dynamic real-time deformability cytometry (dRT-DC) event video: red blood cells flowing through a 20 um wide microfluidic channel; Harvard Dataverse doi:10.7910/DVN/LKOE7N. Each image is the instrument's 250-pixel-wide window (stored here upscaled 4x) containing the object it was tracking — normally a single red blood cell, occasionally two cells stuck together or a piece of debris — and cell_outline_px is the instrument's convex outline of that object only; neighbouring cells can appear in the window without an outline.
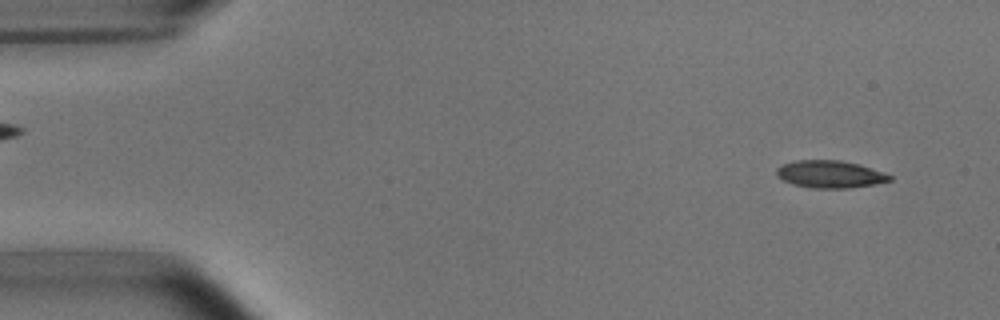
{"species": "common noctule bat (a hibernating species)", "species_latin": "Nyctalus noctula", "temperature_condition": "room temperature", "stored_images_in_passage": 4, "camera_frame_rate_fps": 3000, "um_per_image_px": 0.085, "animal": {"sex": "male", "body_mass_g": 15.6}, "frame": {"image": 1, "passage_image": 1, "time_ms": 0.0, "image_size_px": [1000, 320], "cell_outline_px": [[892, 180], [876, 184], [848, 188], [812, 188], [792, 184], [776, 176], [776, 168], [784, 164], [796, 160], [840, 160], [856, 164], [892, 176]], "centroid_in_image_um": [70.5, 14.82], "position_along_channel_um": 14.5, "area_um2": 17.8}}
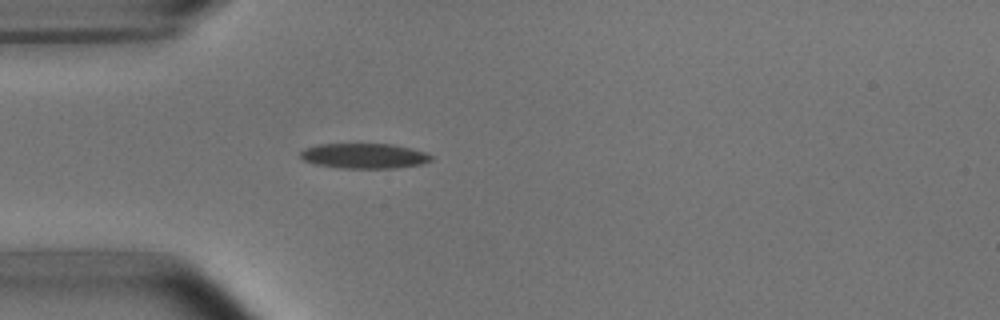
{"frame": {"image": 2, "passage_image": 4, "time_ms": 3.667, "image_size_px": [1000, 320], "cell_outline_px": [[432, 160], [420, 164], [396, 168], [340, 168], [316, 164], [304, 160], [300, 156], [300, 152], [304, 148], [320, 144], [392, 144], [412, 148], [428, 152], [432, 156]], "centroid_in_image_um": [30.98, 13.24], "position_along_channel_um": 54.0, "area_um2": 19.19}}